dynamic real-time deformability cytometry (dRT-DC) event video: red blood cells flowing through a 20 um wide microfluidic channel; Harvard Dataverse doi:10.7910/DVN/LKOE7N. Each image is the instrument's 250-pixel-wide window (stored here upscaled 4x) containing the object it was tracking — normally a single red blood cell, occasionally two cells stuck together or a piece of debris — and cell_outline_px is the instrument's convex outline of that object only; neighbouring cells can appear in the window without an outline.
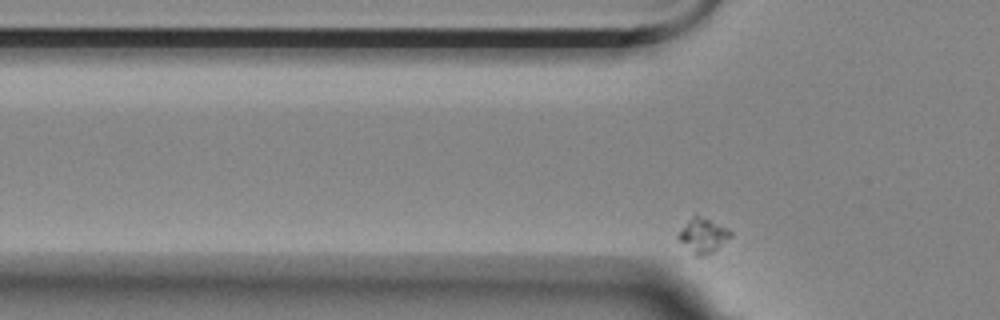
{"species": "Egyptian fruit bat (a non-hibernating species)", "species_latin": "Rousettus aegyptiacus", "temperature_condition": "room temperature", "stored_images_in_passage": 40, "camera_frame_rate_fps": 3000, "um_per_image_px": 0.085, "animal": {"sex": "female"}, "frame": {"image": 1, "passage_image": 7, "time_ms": 2.0, "image_size_px": [1000, 320], "cell_outline_px": [[732, 236], [712, 252], [704, 256], [692, 256], [676, 236], [688, 220], [696, 212], [728, 228], [732, 232]], "centroid_in_image_um": [59.74, 20.0], "position_along_channel_um": 66.1, "area_um2": 10.81}}
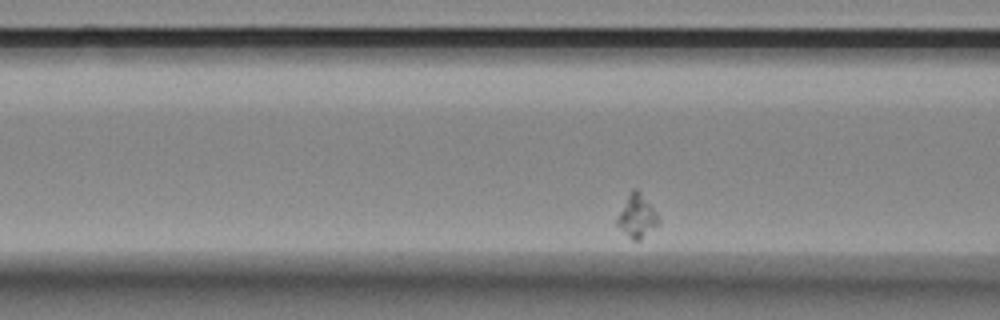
{"frame": {"image": 2, "passage_image": 12, "time_ms": 3.667, "image_size_px": [1000, 320], "cell_outline_px": [[660, 224], [640, 240], [632, 240], [616, 224], [616, 220], [628, 192], [632, 188], [636, 188], [640, 192], [656, 212]], "centroid_in_image_um": [54.14, 18.37], "position_along_channel_um": 112.5, "area_um2": 10.29}}